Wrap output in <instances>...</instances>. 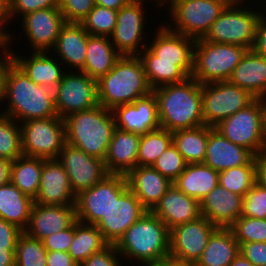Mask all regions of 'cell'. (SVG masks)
Listing matches in <instances>:
<instances>
[{
    "label": "cell",
    "instance_id": "cell-26",
    "mask_svg": "<svg viewBox=\"0 0 266 266\" xmlns=\"http://www.w3.org/2000/svg\"><path fill=\"white\" fill-rule=\"evenodd\" d=\"M255 156L248 150L229 141L214 127H209V137L204 164L217 172L248 165Z\"/></svg>",
    "mask_w": 266,
    "mask_h": 266
},
{
    "label": "cell",
    "instance_id": "cell-11",
    "mask_svg": "<svg viewBox=\"0 0 266 266\" xmlns=\"http://www.w3.org/2000/svg\"><path fill=\"white\" fill-rule=\"evenodd\" d=\"M128 189L125 175L110 173L103 180L76 196V219L97 225L109 212L114 200Z\"/></svg>",
    "mask_w": 266,
    "mask_h": 266
},
{
    "label": "cell",
    "instance_id": "cell-51",
    "mask_svg": "<svg viewBox=\"0 0 266 266\" xmlns=\"http://www.w3.org/2000/svg\"><path fill=\"white\" fill-rule=\"evenodd\" d=\"M240 253L254 266H266V242L243 243Z\"/></svg>",
    "mask_w": 266,
    "mask_h": 266
},
{
    "label": "cell",
    "instance_id": "cell-9",
    "mask_svg": "<svg viewBox=\"0 0 266 266\" xmlns=\"http://www.w3.org/2000/svg\"><path fill=\"white\" fill-rule=\"evenodd\" d=\"M23 155L57 159L66 143L63 118L31 119L20 123Z\"/></svg>",
    "mask_w": 266,
    "mask_h": 266
},
{
    "label": "cell",
    "instance_id": "cell-55",
    "mask_svg": "<svg viewBox=\"0 0 266 266\" xmlns=\"http://www.w3.org/2000/svg\"><path fill=\"white\" fill-rule=\"evenodd\" d=\"M10 23L8 17V2L6 0H0V42H5L9 46L12 43L13 35L12 31L6 30V24Z\"/></svg>",
    "mask_w": 266,
    "mask_h": 266
},
{
    "label": "cell",
    "instance_id": "cell-38",
    "mask_svg": "<svg viewBox=\"0 0 266 266\" xmlns=\"http://www.w3.org/2000/svg\"><path fill=\"white\" fill-rule=\"evenodd\" d=\"M138 56L143 63L146 79L152 90L188 78L176 66V62L155 61V54L148 47Z\"/></svg>",
    "mask_w": 266,
    "mask_h": 266
},
{
    "label": "cell",
    "instance_id": "cell-21",
    "mask_svg": "<svg viewBox=\"0 0 266 266\" xmlns=\"http://www.w3.org/2000/svg\"><path fill=\"white\" fill-rule=\"evenodd\" d=\"M76 220L75 205L33 203L28 225L23 232L31 238L42 241L47 236L70 227Z\"/></svg>",
    "mask_w": 266,
    "mask_h": 266
},
{
    "label": "cell",
    "instance_id": "cell-4",
    "mask_svg": "<svg viewBox=\"0 0 266 266\" xmlns=\"http://www.w3.org/2000/svg\"><path fill=\"white\" fill-rule=\"evenodd\" d=\"M169 238L168 227L152 211H147L126 230L115 247L123 259L131 262L158 263L169 258Z\"/></svg>",
    "mask_w": 266,
    "mask_h": 266
},
{
    "label": "cell",
    "instance_id": "cell-65",
    "mask_svg": "<svg viewBox=\"0 0 266 266\" xmlns=\"http://www.w3.org/2000/svg\"><path fill=\"white\" fill-rule=\"evenodd\" d=\"M144 1V0H143ZM177 0H157V2H156V6L158 7H160L161 5L162 6H165V4H166V6H168V7H170L174 2H176Z\"/></svg>",
    "mask_w": 266,
    "mask_h": 266
},
{
    "label": "cell",
    "instance_id": "cell-6",
    "mask_svg": "<svg viewBox=\"0 0 266 266\" xmlns=\"http://www.w3.org/2000/svg\"><path fill=\"white\" fill-rule=\"evenodd\" d=\"M249 49L246 47L214 43L204 38L194 45L192 78L202 84L229 81L234 69Z\"/></svg>",
    "mask_w": 266,
    "mask_h": 266
},
{
    "label": "cell",
    "instance_id": "cell-2",
    "mask_svg": "<svg viewBox=\"0 0 266 266\" xmlns=\"http://www.w3.org/2000/svg\"><path fill=\"white\" fill-rule=\"evenodd\" d=\"M152 92L157 99L160 128L174 132L204 125L201 84L192 77Z\"/></svg>",
    "mask_w": 266,
    "mask_h": 266
},
{
    "label": "cell",
    "instance_id": "cell-27",
    "mask_svg": "<svg viewBox=\"0 0 266 266\" xmlns=\"http://www.w3.org/2000/svg\"><path fill=\"white\" fill-rule=\"evenodd\" d=\"M89 33L80 23H65L57 37L52 53L58 55L59 63L69 67L72 71L84 68ZM66 65H65V64Z\"/></svg>",
    "mask_w": 266,
    "mask_h": 266
},
{
    "label": "cell",
    "instance_id": "cell-49",
    "mask_svg": "<svg viewBox=\"0 0 266 266\" xmlns=\"http://www.w3.org/2000/svg\"><path fill=\"white\" fill-rule=\"evenodd\" d=\"M75 234V222L63 231L53 233L42 240L47 251L68 252Z\"/></svg>",
    "mask_w": 266,
    "mask_h": 266
},
{
    "label": "cell",
    "instance_id": "cell-60",
    "mask_svg": "<svg viewBox=\"0 0 266 266\" xmlns=\"http://www.w3.org/2000/svg\"><path fill=\"white\" fill-rule=\"evenodd\" d=\"M131 0H95V4L118 11L127 5Z\"/></svg>",
    "mask_w": 266,
    "mask_h": 266
},
{
    "label": "cell",
    "instance_id": "cell-37",
    "mask_svg": "<svg viewBox=\"0 0 266 266\" xmlns=\"http://www.w3.org/2000/svg\"><path fill=\"white\" fill-rule=\"evenodd\" d=\"M110 244L96 225L75 221V234L68 253L80 265L90 256L108 247Z\"/></svg>",
    "mask_w": 266,
    "mask_h": 266
},
{
    "label": "cell",
    "instance_id": "cell-25",
    "mask_svg": "<svg viewBox=\"0 0 266 266\" xmlns=\"http://www.w3.org/2000/svg\"><path fill=\"white\" fill-rule=\"evenodd\" d=\"M169 230L201 217L200 202L172 185L152 210Z\"/></svg>",
    "mask_w": 266,
    "mask_h": 266
},
{
    "label": "cell",
    "instance_id": "cell-46",
    "mask_svg": "<svg viewBox=\"0 0 266 266\" xmlns=\"http://www.w3.org/2000/svg\"><path fill=\"white\" fill-rule=\"evenodd\" d=\"M266 219V188L255 183L243 197L242 215Z\"/></svg>",
    "mask_w": 266,
    "mask_h": 266
},
{
    "label": "cell",
    "instance_id": "cell-32",
    "mask_svg": "<svg viewBox=\"0 0 266 266\" xmlns=\"http://www.w3.org/2000/svg\"><path fill=\"white\" fill-rule=\"evenodd\" d=\"M219 184V172L204 163L187 164L173 185L201 202Z\"/></svg>",
    "mask_w": 266,
    "mask_h": 266
},
{
    "label": "cell",
    "instance_id": "cell-17",
    "mask_svg": "<svg viewBox=\"0 0 266 266\" xmlns=\"http://www.w3.org/2000/svg\"><path fill=\"white\" fill-rule=\"evenodd\" d=\"M162 22L155 31L152 43L147 46L155 61L176 62V66L187 76L193 73L195 39L169 30Z\"/></svg>",
    "mask_w": 266,
    "mask_h": 266
},
{
    "label": "cell",
    "instance_id": "cell-23",
    "mask_svg": "<svg viewBox=\"0 0 266 266\" xmlns=\"http://www.w3.org/2000/svg\"><path fill=\"white\" fill-rule=\"evenodd\" d=\"M243 196L218 184L201 202V216L217 228H229L242 215Z\"/></svg>",
    "mask_w": 266,
    "mask_h": 266
},
{
    "label": "cell",
    "instance_id": "cell-56",
    "mask_svg": "<svg viewBox=\"0 0 266 266\" xmlns=\"http://www.w3.org/2000/svg\"><path fill=\"white\" fill-rule=\"evenodd\" d=\"M47 266H79L68 252L47 251Z\"/></svg>",
    "mask_w": 266,
    "mask_h": 266
},
{
    "label": "cell",
    "instance_id": "cell-7",
    "mask_svg": "<svg viewBox=\"0 0 266 266\" xmlns=\"http://www.w3.org/2000/svg\"><path fill=\"white\" fill-rule=\"evenodd\" d=\"M225 8L219 0H177L166 9L171 13L173 24L164 25L175 33L197 40L206 36Z\"/></svg>",
    "mask_w": 266,
    "mask_h": 266
},
{
    "label": "cell",
    "instance_id": "cell-18",
    "mask_svg": "<svg viewBox=\"0 0 266 266\" xmlns=\"http://www.w3.org/2000/svg\"><path fill=\"white\" fill-rule=\"evenodd\" d=\"M21 20L24 36L32 47L31 52L32 50L33 52H51L56 44L59 31L65 24L59 7L28 13Z\"/></svg>",
    "mask_w": 266,
    "mask_h": 266
},
{
    "label": "cell",
    "instance_id": "cell-33",
    "mask_svg": "<svg viewBox=\"0 0 266 266\" xmlns=\"http://www.w3.org/2000/svg\"><path fill=\"white\" fill-rule=\"evenodd\" d=\"M240 253V244L229 228H217L209 237L195 266H229Z\"/></svg>",
    "mask_w": 266,
    "mask_h": 266
},
{
    "label": "cell",
    "instance_id": "cell-24",
    "mask_svg": "<svg viewBox=\"0 0 266 266\" xmlns=\"http://www.w3.org/2000/svg\"><path fill=\"white\" fill-rule=\"evenodd\" d=\"M128 188L137 196L141 204L152 211L173 183L156 169L137 166L126 175Z\"/></svg>",
    "mask_w": 266,
    "mask_h": 266
},
{
    "label": "cell",
    "instance_id": "cell-1",
    "mask_svg": "<svg viewBox=\"0 0 266 266\" xmlns=\"http://www.w3.org/2000/svg\"><path fill=\"white\" fill-rule=\"evenodd\" d=\"M3 100L8 105L2 114L18 123L58 116L54 91L35 84L14 62L6 73Z\"/></svg>",
    "mask_w": 266,
    "mask_h": 266
},
{
    "label": "cell",
    "instance_id": "cell-42",
    "mask_svg": "<svg viewBox=\"0 0 266 266\" xmlns=\"http://www.w3.org/2000/svg\"><path fill=\"white\" fill-rule=\"evenodd\" d=\"M47 250L43 242L27 236L18 237L15 249V266H47Z\"/></svg>",
    "mask_w": 266,
    "mask_h": 266
},
{
    "label": "cell",
    "instance_id": "cell-45",
    "mask_svg": "<svg viewBox=\"0 0 266 266\" xmlns=\"http://www.w3.org/2000/svg\"><path fill=\"white\" fill-rule=\"evenodd\" d=\"M186 165L183 156L172 143L152 167L173 183L184 172Z\"/></svg>",
    "mask_w": 266,
    "mask_h": 266
},
{
    "label": "cell",
    "instance_id": "cell-35",
    "mask_svg": "<svg viewBox=\"0 0 266 266\" xmlns=\"http://www.w3.org/2000/svg\"><path fill=\"white\" fill-rule=\"evenodd\" d=\"M44 158L19 156L12 161L10 182L33 200L39 192Z\"/></svg>",
    "mask_w": 266,
    "mask_h": 266
},
{
    "label": "cell",
    "instance_id": "cell-22",
    "mask_svg": "<svg viewBox=\"0 0 266 266\" xmlns=\"http://www.w3.org/2000/svg\"><path fill=\"white\" fill-rule=\"evenodd\" d=\"M34 203L40 205H75L68 175L57 159H44L39 192Z\"/></svg>",
    "mask_w": 266,
    "mask_h": 266
},
{
    "label": "cell",
    "instance_id": "cell-34",
    "mask_svg": "<svg viewBox=\"0 0 266 266\" xmlns=\"http://www.w3.org/2000/svg\"><path fill=\"white\" fill-rule=\"evenodd\" d=\"M34 200L22 193L14 184L0 187V219L24 231L28 225Z\"/></svg>",
    "mask_w": 266,
    "mask_h": 266
},
{
    "label": "cell",
    "instance_id": "cell-44",
    "mask_svg": "<svg viewBox=\"0 0 266 266\" xmlns=\"http://www.w3.org/2000/svg\"><path fill=\"white\" fill-rule=\"evenodd\" d=\"M229 229L240 245L250 242H266V219L241 216Z\"/></svg>",
    "mask_w": 266,
    "mask_h": 266
},
{
    "label": "cell",
    "instance_id": "cell-59",
    "mask_svg": "<svg viewBox=\"0 0 266 266\" xmlns=\"http://www.w3.org/2000/svg\"><path fill=\"white\" fill-rule=\"evenodd\" d=\"M15 249H0V266H15Z\"/></svg>",
    "mask_w": 266,
    "mask_h": 266
},
{
    "label": "cell",
    "instance_id": "cell-43",
    "mask_svg": "<svg viewBox=\"0 0 266 266\" xmlns=\"http://www.w3.org/2000/svg\"><path fill=\"white\" fill-rule=\"evenodd\" d=\"M117 13L116 10L95 5L80 24L91 36L110 37L115 29Z\"/></svg>",
    "mask_w": 266,
    "mask_h": 266
},
{
    "label": "cell",
    "instance_id": "cell-54",
    "mask_svg": "<svg viewBox=\"0 0 266 266\" xmlns=\"http://www.w3.org/2000/svg\"><path fill=\"white\" fill-rule=\"evenodd\" d=\"M0 102L4 96L5 77L8 67L13 62L11 48L6 43L0 50Z\"/></svg>",
    "mask_w": 266,
    "mask_h": 266
},
{
    "label": "cell",
    "instance_id": "cell-50",
    "mask_svg": "<svg viewBox=\"0 0 266 266\" xmlns=\"http://www.w3.org/2000/svg\"><path fill=\"white\" fill-rule=\"evenodd\" d=\"M121 261L122 258L115 245H109L104 250L90 256L79 266H122Z\"/></svg>",
    "mask_w": 266,
    "mask_h": 266
},
{
    "label": "cell",
    "instance_id": "cell-14",
    "mask_svg": "<svg viewBox=\"0 0 266 266\" xmlns=\"http://www.w3.org/2000/svg\"><path fill=\"white\" fill-rule=\"evenodd\" d=\"M143 2L145 1L131 0L118 10L115 29L110 39L122 56H138L148 46L142 43L145 42L143 38L146 39V12Z\"/></svg>",
    "mask_w": 266,
    "mask_h": 266
},
{
    "label": "cell",
    "instance_id": "cell-47",
    "mask_svg": "<svg viewBox=\"0 0 266 266\" xmlns=\"http://www.w3.org/2000/svg\"><path fill=\"white\" fill-rule=\"evenodd\" d=\"M95 5V0H58L65 23H81Z\"/></svg>",
    "mask_w": 266,
    "mask_h": 266
},
{
    "label": "cell",
    "instance_id": "cell-66",
    "mask_svg": "<svg viewBox=\"0 0 266 266\" xmlns=\"http://www.w3.org/2000/svg\"><path fill=\"white\" fill-rule=\"evenodd\" d=\"M165 266V260L163 262H158V263H141L139 266Z\"/></svg>",
    "mask_w": 266,
    "mask_h": 266
},
{
    "label": "cell",
    "instance_id": "cell-62",
    "mask_svg": "<svg viewBox=\"0 0 266 266\" xmlns=\"http://www.w3.org/2000/svg\"><path fill=\"white\" fill-rule=\"evenodd\" d=\"M229 266H254L247 258L241 253L229 264Z\"/></svg>",
    "mask_w": 266,
    "mask_h": 266
},
{
    "label": "cell",
    "instance_id": "cell-36",
    "mask_svg": "<svg viewBox=\"0 0 266 266\" xmlns=\"http://www.w3.org/2000/svg\"><path fill=\"white\" fill-rule=\"evenodd\" d=\"M172 134L173 144L187 164L204 163L209 137L208 125L176 130Z\"/></svg>",
    "mask_w": 266,
    "mask_h": 266
},
{
    "label": "cell",
    "instance_id": "cell-28",
    "mask_svg": "<svg viewBox=\"0 0 266 266\" xmlns=\"http://www.w3.org/2000/svg\"><path fill=\"white\" fill-rule=\"evenodd\" d=\"M13 62L35 83L54 90L65 73L64 65L52 58L50 52H31L30 57L20 56L11 50ZM63 67V68H62Z\"/></svg>",
    "mask_w": 266,
    "mask_h": 266
},
{
    "label": "cell",
    "instance_id": "cell-12",
    "mask_svg": "<svg viewBox=\"0 0 266 266\" xmlns=\"http://www.w3.org/2000/svg\"><path fill=\"white\" fill-rule=\"evenodd\" d=\"M54 100L60 118L99 105L98 83L81 71H67L55 87Z\"/></svg>",
    "mask_w": 266,
    "mask_h": 266
},
{
    "label": "cell",
    "instance_id": "cell-13",
    "mask_svg": "<svg viewBox=\"0 0 266 266\" xmlns=\"http://www.w3.org/2000/svg\"><path fill=\"white\" fill-rule=\"evenodd\" d=\"M229 141L248 149L254 156L266 147L262 133L261 98L214 127Z\"/></svg>",
    "mask_w": 266,
    "mask_h": 266
},
{
    "label": "cell",
    "instance_id": "cell-15",
    "mask_svg": "<svg viewBox=\"0 0 266 266\" xmlns=\"http://www.w3.org/2000/svg\"><path fill=\"white\" fill-rule=\"evenodd\" d=\"M216 229L217 227L203 216L174 227L170 230L169 258L195 264Z\"/></svg>",
    "mask_w": 266,
    "mask_h": 266
},
{
    "label": "cell",
    "instance_id": "cell-8",
    "mask_svg": "<svg viewBox=\"0 0 266 266\" xmlns=\"http://www.w3.org/2000/svg\"><path fill=\"white\" fill-rule=\"evenodd\" d=\"M261 11L241 7H226L213 22L205 40L252 49L255 42L256 28Z\"/></svg>",
    "mask_w": 266,
    "mask_h": 266
},
{
    "label": "cell",
    "instance_id": "cell-31",
    "mask_svg": "<svg viewBox=\"0 0 266 266\" xmlns=\"http://www.w3.org/2000/svg\"><path fill=\"white\" fill-rule=\"evenodd\" d=\"M121 56L110 37L89 35L85 64L81 72L98 81L114 68Z\"/></svg>",
    "mask_w": 266,
    "mask_h": 266
},
{
    "label": "cell",
    "instance_id": "cell-53",
    "mask_svg": "<svg viewBox=\"0 0 266 266\" xmlns=\"http://www.w3.org/2000/svg\"><path fill=\"white\" fill-rule=\"evenodd\" d=\"M252 50L266 57V15L264 14V10L257 23L255 42Z\"/></svg>",
    "mask_w": 266,
    "mask_h": 266
},
{
    "label": "cell",
    "instance_id": "cell-48",
    "mask_svg": "<svg viewBox=\"0 0 266 266\" xmlns=\"http://www.w3.org/2000/svg\"><path fill=\"white\" fill-rule=\"evenodd\" d=\"M58 7V0H9L8 17L9 21L14 20L15 16L23 17L28 13ZM21 15V16H20ZM13 17V18H12Z\"/></svg>",
    "mask_w": 266,
    "mask_h": 266
},
{
    "label": "cell",
    "instance_id": "cell-3",
    "mask_svg": "<svg viewBox=\"0 0 266 266\" xmlns=\"http://www.w3.org/2000/svg\"><path fill=\"white\" fill-rule=\"evenodd\" d=\"M66 143L104 160L116 129L112 110L100 104L64 118Z\"/></svg>",
    "mask_w": 266,
    "mask_h": 266
},
{
    "label": "cell",
    "instance_id": "cell-30",
    "mask_svg": "<svg viewBox=\"0 0 266 266\" xmlns=\"http://www.w3.org/2000/svg\"><path fill=\"white\" fill-rule=\"evenodd\" d=\"M229 81L249 91L255 98L266 97V57L248 50Z\"/></svg>",
    "mask_w": 266,
    "mask_h": 266
},
{
    "label": "cell",
    "instance_id": "cell-10",
    "mask_svg": "<svg viewBox=\"0 0 266 266\" xmlns=\"http://www.w3.org/2000/svg\"><path fill=\"white\" fill-rule=\"evenodd\" d=\"M204 125L215 127L224 119L246 108L256 98L230 81L201 85Z\"/></svg>",
    "mask_w": 266,
    "mask_h": 266
},
{
    "label": "cell",
    "instance_id": "cell-39",
    "mask_svg": "<svg viewBox=\"0 0 266 266\" xmlns=\"http://www.w3.org/2000/svg\"><path fill=\"white\" fill-rule=\"evenodd\" d=\"M173 143L172 132L159 128L141 135L137 166L152 167L160 155Z\"/></svg>",
    "mask_w": 266,
    "mask_h": 266
},
{
    "label": "cell",
    "instance_id": "cell-16",
    "mask_svg": "<svg viewBox=\"0 0 266 266\" xmlns=\"http://www.w3.org/2000/svg\"><path fill=\"white\" fill-rule=\"evenodd\" d=\"M57 160L65 169L75 196L88 190L110 174L104 160L90 156L68 143L64 144Z\"/></svg>",
    "mask_w": 266,
    "mask_h": 266
},
{
    "label": "cell",
    "instance_id": "cell-29",
    "mask_svg": "<svg viewBox=\"0 0 266 266\" xmlns=\"http://www.w3.org/2000/svg\"><path fill=\"white\" fill-rule=\"evenodd\" d=\"M141 135L115 129L104 159L107 171L126 175L137 167Z\"/></svg>",
    "mask_w": 266,
    "mask_h": 266
},
{
    "label": "cell",
    "instance_id": "cell-20",
    "mask_svg": "<svg viewBox=\"0 0 266 266\" xmlns=\"http://www.w3.org/2000/svg\"><path fill=\"white\" fill-rule=\"evenodd\" d=\"M112 111L116 128L122 131L144 135L160 128L157 99L153 92Z\"/></svg>",
    "mask_w": 266,
    "mask_h": 266
},
{
    "label": "cell",
    "instance_id": "cell-67",
    "mask_svg": "<svg viewBox=\"0 0 266 266\" xmlns=\"http://www.w3.org/2000/svg\"><path fill=\"white\" fill-rule=\"evenodd\" d=\"M5 42H0V49L5 45Z\"/></svg>",
    "mask_w": 266,
    "mask_h": 266
},
{
    "label": "cell",
    "instance_id": "cell-41",
    "mask_svg": "<svg viewBox=\"0 0 266 266\" xmlns=\"http://www.w3.org/2000/svg\"><path fill=\"white\" fill-rule=\"evenodd\" d=\"M23 155L20 123L14 119L0 116V158L11 162Z\"/></svg>",
    "mask_w": 266,
    "mask_h": 266
},
{
    "label": "cell",
    "instance_id": "cell-40",
    "mask_svg": "<svg viewBox=\"0 0 266 266\" xmlns=\"http://www.w3.org/2000/svg\"><path fill=\"white\" fill-rule=\"evenodd\" d=\"M257 182L255 158L248 164L219 172V184L228 191L245 196Z\"/></svg>",
    "mask_w": 266,
    "mask_h": 266
},
{
    "label": "cell",
    "instance_id": "cell-61",
    "mask_svg": "<svg viewBox=\"0 0 266 266\" xmlns=\"http://www.w3.org/2000/svg\"><path fill=\"white\" fill-rule=\"evenodd\" d=\"M261 122L264 142L266 144V97L261 98Z\"/></svg>",
    "mask_w": 266,
    "mask_h": 266
},
{
    "label": "cell",
    "instance_id": "cell-52",
    "mask_svg": "<svg viewBox=\"0 0 266 266\" xmlns=\"http://www.w3.org/2000/svg\"><path fill=\"white\" fill-rule=\"evenodd\" d=\"M21 229L6 220L0 219V249H16Z\"/></svg>",
    "mask_w": 266,
    "mask_h": 266
},
{
    "label": "cell",
    "instance_id": "cell-64",
    "mask_svg": "<svg viewBox=\"0 0 266 266\" xmlns=\"http://www.w3.org/2000/svg\"><path fill=\"white\" fill-rule=\"evenodd\" d=\"M220 2H222L226 7H241V3L242 2H246L250 0H219Z\"/></svg>",
    "mask_w": 266,
    "mask_h": 266
},
{
    "label": "cell",
    "instance_id": "cell-58",
    "mask_svg": "<svg viewBox=\"0 0 266 266\" xmlns=\"http://www.w3.org/2000/svg\"><path fill=\"white\" fill-rule=\"evenodd\" d=\"M12 162L5 158H0V187L10 182Z\"/></svg>",
    "mask_w": 266,
    "mask_h": 266
},
{
    "label": "cell",
    "instance_id": "cell-5",
    "mask_svg": "<svg viewBox=\"0 0 266 266\" xmlns=\"http://www.w3.org/2000/svg\"><path fill=\"white\" fill-rule=\"evenodd\" d=\"M97 83L99 104L109 110L134 103L152 92L139 56H121Z\"/></svg>",
    "mask_w": 266,
    "mask_h": 266
},
{
    "label": "cell",
    "instance_id": "cell-57",
    "mask_svg": "<svg viewBox=\"0 0 266 266\" xmlns=\"http://www.w3.org/2000/svg\"><path fill=\"white\" fill-rule=\"evenodd\" d=\"M257 183L266 188V147L255 155Z\"/></svg>",
    "mask_w": 266,
    "mask_h": 266
},
{
    "label": "cell",
    "instance_id": "cell-19",
    "mask_svg": "<svg viewBox=\"0 0 266 266\" xmlns=\"http://www.w3.org/2000/svg\"><path fill=\"white\" fill-rule=\"evenodd\" d=\"M148 210L128 188L118 200H114L109 212L96 225L110 245H115L126 230Z\"/></svg>",
    "mask_w": 266,
    "mask_h": 266
},
{
    "label": "cell",
    "instance_id": "cell-63",
    "mask_svg": "<svg viewBox=\"0 0 266 266\" xmlns=\"http://www.w3.org/2000/svg\"><path fill=\"white\" fill-rule=\"evenodd\" d=\"M165 266H195L194 263L180 262L173 259H165Z\"/></svg>",
    "mask_w": 266,
    "mask_h": 266
}]
</instances>
